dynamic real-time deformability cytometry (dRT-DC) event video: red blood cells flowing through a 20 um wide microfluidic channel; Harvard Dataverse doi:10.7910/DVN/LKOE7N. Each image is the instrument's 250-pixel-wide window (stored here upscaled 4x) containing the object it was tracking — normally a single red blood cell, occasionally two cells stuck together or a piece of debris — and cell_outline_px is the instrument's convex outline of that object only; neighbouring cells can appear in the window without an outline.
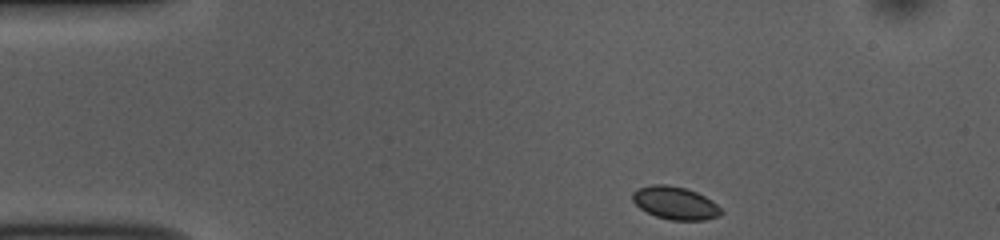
{"species": "common noctule bat (a hibernating species)", "species_latin": "Nyctalus noctula", "temperature_condition": "room temperature", "stored_images_in_passage": 46, "segment_of_instrument_passage": [1, 2], "camera_frame_rate_fps": 3000, "um_per_image_px": 0.085, "animal": {"sex": "female", "body_mass_g": 10.0, "forearm_length_mm": 53.1}, "frame": {"image": 1, "passage_image": 1, "time_ms": 0.0, "image_size_px": [1000, 240], "cell_outline_px": [[724, 212], [720, 216], [704, 220], [672, 220], [656, 216], [640, 208], [632, 200], [632, 192], [636, 188], [652, 184], [668, 184], [684, 188], [696, 192], [712, 200]], "centroid_in_image_um": [57.38, 17.25], "position_along_channel_um": 27.6, "area_um2": 16.99}}
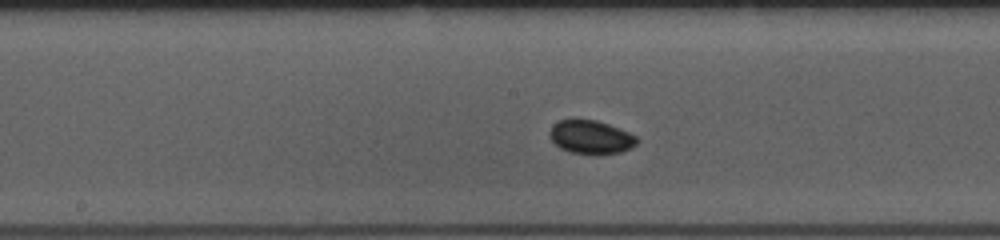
{"frame": {"image": 2, "passage_image": 19, "time_ms": 6.0, "image_size_px": [1000, 240], "cell_outline_px": [[640, 140], [632, 148], [620, 152], [600, 156], [568, 152], [560, 148], [548, 136], [548, 132], [552, 124], [560, 120], [572, 116], [576, 116], [596, 120], [608, 124], [628, 132], [636, 136]], "centroid_in_image_um": [50.18, 11.63], "position_along_channel_um": 198.0, "area_um2": 17.98}}
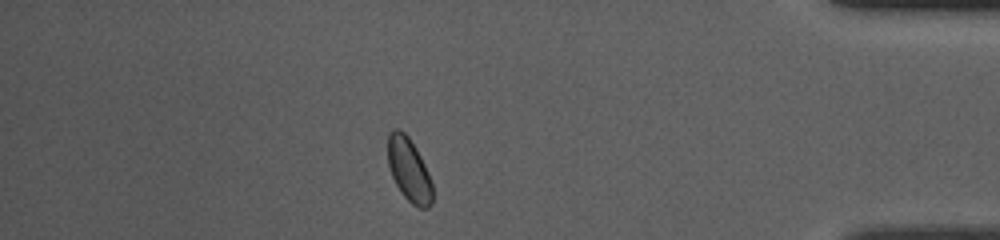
{"frame": {"image": 3, "passage_image": 38, "time_ms": 12.333, "image_size_px": [1000, 240], "cell_outline_px": [[432, 204], [428, 208], [420, 208], [412, 204], [400, 192], [392, 176], [388, 164], [388, 132], [392, 128], [396, 128], [404, 132], [408, 136], [416, 148], [428, 172], [432, 184]], "centroid_in_image_um": [34.75, 14.42], "position_along_channel_um": 400.4, "area_um2": 16.53}}